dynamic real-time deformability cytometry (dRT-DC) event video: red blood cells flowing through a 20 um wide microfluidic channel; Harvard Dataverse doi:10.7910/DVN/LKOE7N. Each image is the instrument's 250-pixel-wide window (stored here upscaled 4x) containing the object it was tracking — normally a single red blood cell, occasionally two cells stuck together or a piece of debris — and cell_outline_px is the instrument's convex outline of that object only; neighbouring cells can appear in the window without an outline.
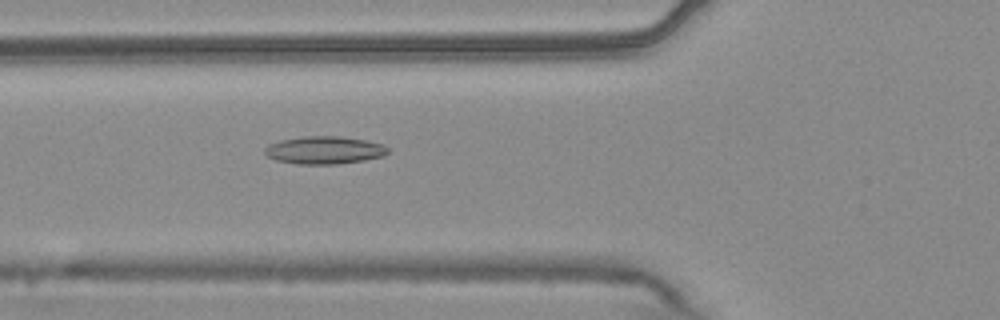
{"species": "common noctule bat (a hibernating species)", "species_latin": "Nyctalus noctula", "temperature_condition": "warm", "stored_images_in_passage": 47, "camera_frame_rate_fps": 3000, "um_per_image_px": 0.085, "animal": {"sex": "male", "body_mass_g": 20.4}, "frame": {"image": 1, "passage_image": 13, "time_ms": 4.0, "image_size_px": [1000, 320], "cell_outline_px": [[388, 152], [384, 156], [364, 160], [336, 164], [296, 164], [276, 160], [268, 156], [264, 152], [264, 148], [268, 144], [280, 140], [300, 136], [340, 136], [364, 140], [384, 144], [388, 148]], "centroid_in_image_um": [27.55, 12.75], "position_along_channel_um": 98.2, "area_um2": 20.0}}
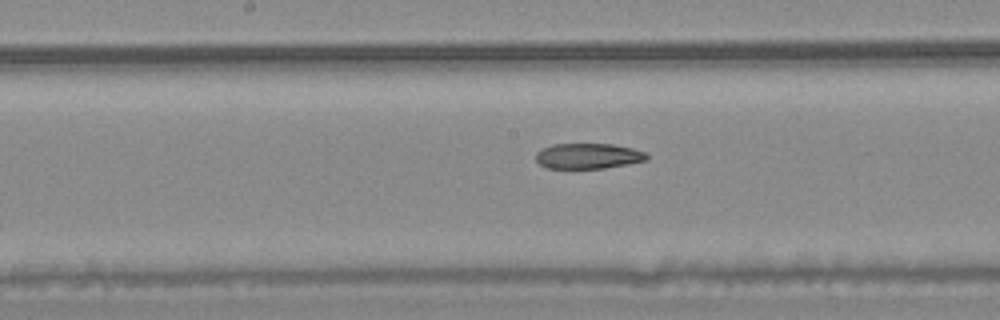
{"frame": {"image": 2, "passage_image": 21, "time_ms": 6.667, "image_size_px": [1000, 320], "cell_outline_px": [[648, 160], [628, 164], [604, 168], [544, 168], [536, 160], [536, 152], [552, 144], [612, 144], [632, 148], [644, 152], [648, 156]], "centroid_in_image_um": [49.99, 13.26], "position_along_channel_um": 198.2, "area_um2": 16.42}}
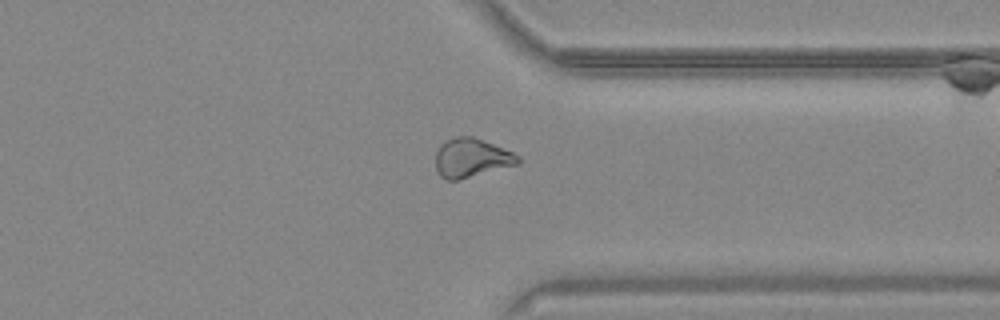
{"frame": {"image": 3, "passage_image": 35, "time_ms": 11.333, "image_size_px": [1000, 320], "cell_outline_px": [[520, 164], [456, 180], [448, 180], [440, 176], [436, 168], [436, 152], [440, 144], [456, 136], [472, 136], [512, 152], [520, 156]], "centroid_in_image_um": [40.07, 13.42], "position_along_channel_um": 371.3, "area_um2": 18.5}}